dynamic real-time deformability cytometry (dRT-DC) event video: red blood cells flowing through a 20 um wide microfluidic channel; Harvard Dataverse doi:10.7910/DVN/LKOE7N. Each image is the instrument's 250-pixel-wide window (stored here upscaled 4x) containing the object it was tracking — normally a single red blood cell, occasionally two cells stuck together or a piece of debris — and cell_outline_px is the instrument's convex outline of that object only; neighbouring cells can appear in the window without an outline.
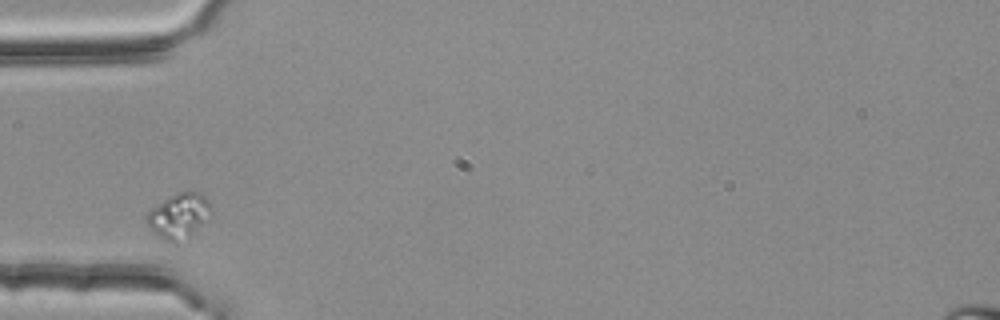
{"species": "common noctule bat (a hibernating species)", "species_latin": "Nyctalus noctula", "temperature_condition": "room temperature", "stored_images_in_passage": 1, "camera_frame_rate_fps": 3000, "um_per_image_px": 0.085, "animal": {"sex": "female", "body_mass_g": 25.1}, "frame": {"image": 1, "passage_image": 1, "time_ms": 0.0, "image_size_px": [1000, 320], "cell_outline_px": [[212, 212], [188, 240], [176, 244], [152, 232], [148, 228], [144, 220], [144, 216], [152, 208], [176, 192], [200, 192], [208, 200], [212, 208]], "centroid_in_image_um": [15.19, 18.37], "position_along_channel_um": 69.8, "area_um2": 17.11}}